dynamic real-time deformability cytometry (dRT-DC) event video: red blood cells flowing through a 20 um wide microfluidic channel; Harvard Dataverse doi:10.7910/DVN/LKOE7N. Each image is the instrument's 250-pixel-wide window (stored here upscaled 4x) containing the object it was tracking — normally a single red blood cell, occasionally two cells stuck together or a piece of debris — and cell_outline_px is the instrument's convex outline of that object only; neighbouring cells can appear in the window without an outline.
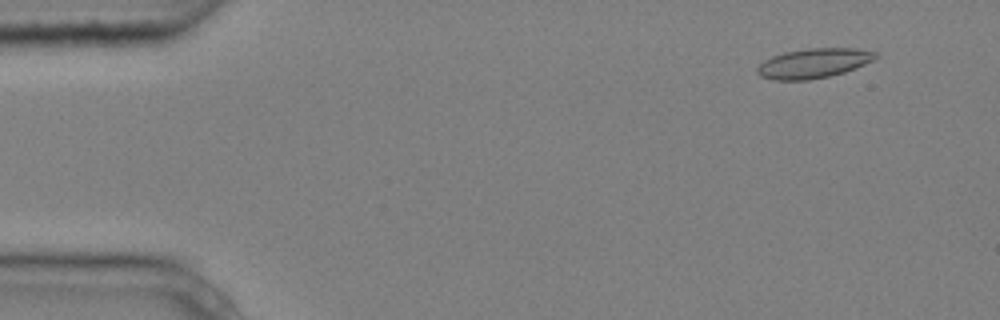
{"species": "common noctule bat (a hibernating species)", "species_latin": "Nyctalus noctula", "temperature_condition": "cold", "stored_images_in_passage": 6, "camera_frame_rate_fps": 3000, "um_per_image_px": 0.085, "animal": {"sex": "male", "body_mass_g": 20.4}, "frame": {"image": 1, "passage_image": 2, "time_ms": 0.333, "image_size_px": [1000, 320], "cell_outline_px": [[880, 56], [856, 68], [844, 72], [828, 76], [808, 80], [772, 80], [760, 76], [756, 72], [756, 68], [764, 60], [772, 56], [784, 52], [808, 48], [856, 48], [876, 52]], "centroid_in_image_um": [69.14, 5.37], "position_along_channel_um": 15.9, "area_um2": 20.52}}
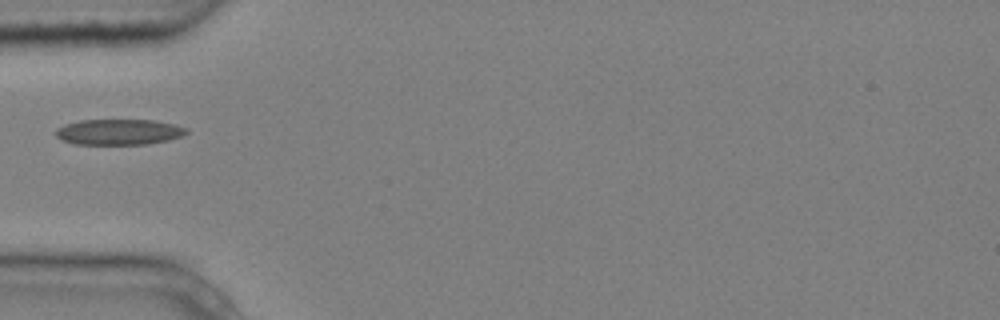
{"frame": {"image": 2, "passage_image": 5, "time_ms": 1.333, "image_size_px": [1000, 320], "cell_outline_px": [[188, 132], [180, 136], [168, 140], [148, 144], [72, 144], [60, 140], [56, 136], [56, 128], [64, 124], [80, 120], [156, 120], [176, 124], [188, 128]], "centroid_in_image_um": [10.09, 11.21], "position_along_channel_um": 74.9, "area_um2": 19.77}}
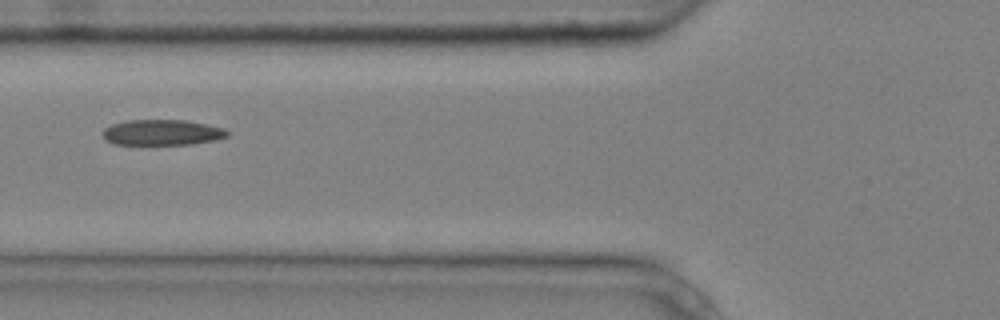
{"frame": {"image": 3, "passage_image": 6, "time_ms": 1.667, "image_size_px": [1000, 320], "cell_outline_px": [[228, 136], [216, 140], [188, 144], [112, 144], [104, 140], [100, 132], [104, 128], [112, 124], [128, 120], [184, 120], [224, 128], [228, 132]], "centroid_in_image_um": [13.71, 11.26], "position_along_channel_um": 112.1, "area_um2": 18.61}}